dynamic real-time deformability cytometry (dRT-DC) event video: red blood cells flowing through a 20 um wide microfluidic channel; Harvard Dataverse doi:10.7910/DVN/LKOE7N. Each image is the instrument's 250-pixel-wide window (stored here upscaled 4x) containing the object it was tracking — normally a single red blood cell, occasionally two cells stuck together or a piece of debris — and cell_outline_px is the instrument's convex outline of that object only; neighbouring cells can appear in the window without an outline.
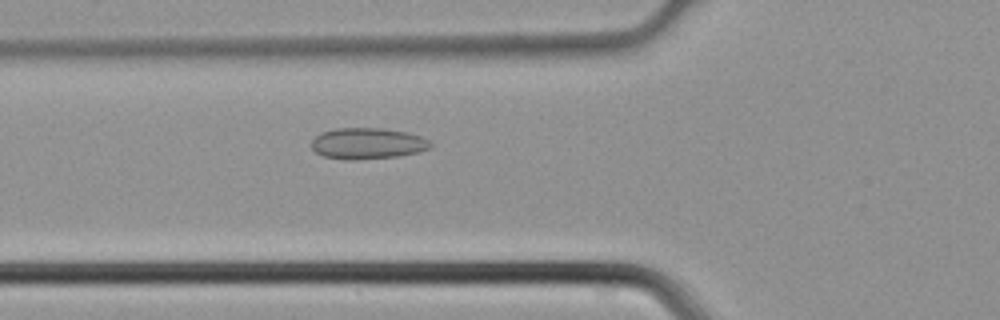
{"species": "common noctule bat (a hibernating species)", "species_latin": "Nyctalus noctula", "temperature_condition": "cold", "stored_images_in_passage": 44, "camera_frame_rate_fps": 3000, "um_per_image_px": 0.085, "animal": {"sex": "male", "body_mass_g": 21.5, "forearm_length_mm": 52.0}, "frame": {"image": 1, "passage_image": 16, "time_ms": 5.0, "image_size_px": [1000, 320], "cell_outline_px": [[432, 148], [416, 152], [396, 156], [356, 160], [348, 160], [324, 156], [316, 152], [312, 148], [312, 140], [320, 132], [336, 128], [384, 128], [408, 132], [432, 140]], "centroid_in_image_um": [31.27, 12.18], "position_along_channel_um": 94.5, "area_um2": 21.73}}
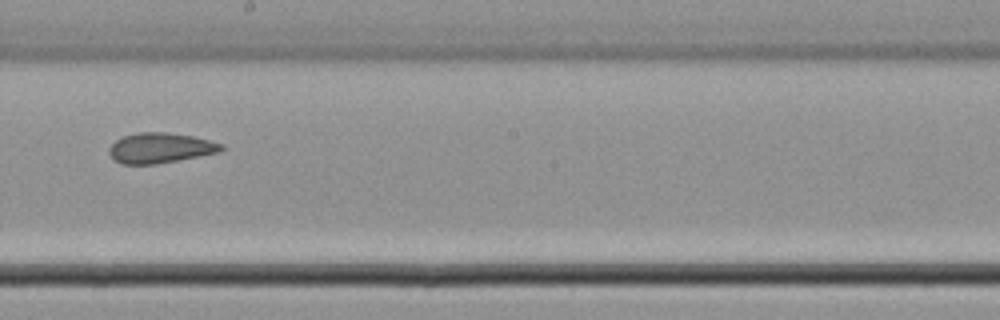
{"frame": {"image": 2, "passage_image": 25, "time_ms": 8.0, "image_size_px": [1000, 320], "cell_outline_px": [[224, 148], [220, 152], [156, 164], [120, 164], [108, 152], [108, 148], [116, 140], [124, 136], [140, 132], [164, 132], [192, 136], [224, 144]], "centroid_in_image_um": [13.62, 12.58], "position_along_channel_um": 234.6, "area_um2": 19.59}}
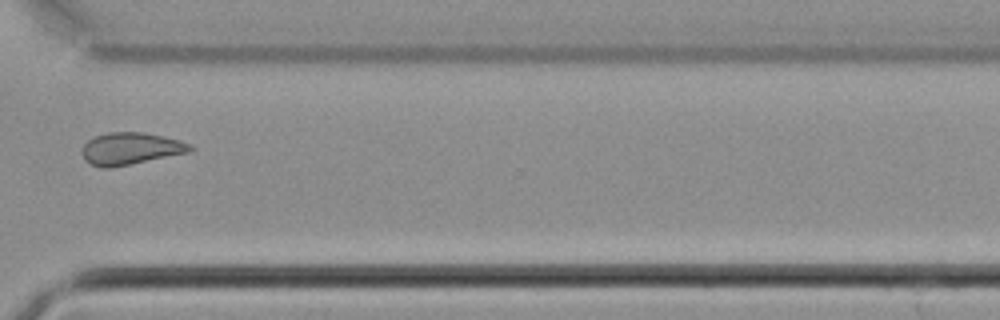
{"frame": {"image": 3, "passage_image": 33, "time_ms": 10.667, "image_size_px": [1000, 320], "cell_outline_px": [[196, 148], [192, 152], [108, 168], [100, 168], [84, 160], [84, 144], [88, 140], [96, 136], [108, 132], [144, 132], [164, 136], [180, 140], [192, 144]], "centroid_in_image_um": [11.18, 12.62], "position_along_channel_um": 359.4, "area_um2": 20.23}}